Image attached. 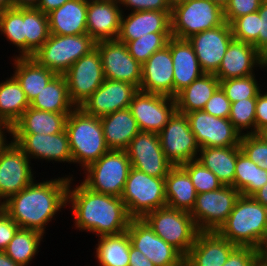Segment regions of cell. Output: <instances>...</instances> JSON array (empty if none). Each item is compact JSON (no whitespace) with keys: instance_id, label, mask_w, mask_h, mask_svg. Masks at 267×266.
<instances>
[{"instance_id":"cell-1","label":"cell","mask_w":267,"mask_h":266,"mask_svg":"<svg viewBox=\"0 0 267 266\" xmlns=\"http://www.w3.org/2000/svg\"><path fill=\"white\" fill-rule=\"evenodd\" d=\"M73 179L70 177L67 189V206L71 205L76 229L97 237L127 231L132 218L121 197L92 191L82 182L74 187Z\"/></svg>"},{"instance_id":"cell-2","label":"cell","mask_w":267,"mask_h":266,"mask_svg":"<svg viewBox=\"0 0 267 266\" xmlns=\"http://www.w3.org/2000/svg\"><path fill=\"white\" fill-rule=\"evenodd\" d=\"M66 176L43 182L34 180L3 203L4 211L20 228L46 234L50 221L67 207V189L73 174Z\"/></svg>"},{"instance_id":"cell-3","label":"cell","mask_w":267,"mask_h":266,"mask_svg":"<svg viewBox=\"0 0 267 266\" xmlns=\"http://www.w3.org/2000/svg\"><path fill=\"white\" fill-rule=\"evenodd\" d=\"M267 229V208L252 196L240 195L226 222L217 231L238 247L258 248Z\"/></svg>"},{"instance_id":"cell-4","label":"cell","mask_w":267,"mask_h":266,"mask_svg":"<svg viewBox=\"0 0 267 266\" xmlns=\"http://www.w3.org/2000/svg\"><path fill=\"white\" fill-rule=\"evenodd\" d=\"M65 130L73 164H79L82 170L110 150L105 143L100 118L86 114L80 107L67 116Z\"/></svg>"},{"instance_id":"cell-5","label":"cell","mask_w":267,"mask_h":266,"mask_svg":"<svg viewBox=\"0 0 267 266\" xmlns=\"http://www.w3.org/2000/svg\"><path fill=\"white\" fill-rule=\"evenodd\" d=\"M172 37L187 40L191 36L225 23L224 10L211 0H187L171 9Z\"/></svg>"},{"instance_id":"cell-6","label":"cell","mask_w":267,"mask_h":266,"mask_svg":"<svg viewBox=\"0 0 267 266\" xmlns=\"http://www.w3.org/2000/svg\"><path fill=\"white\" fill-rule=\"evenodd\" d=\"M130 168L126 150H109L83 170L81 182L92 191L121 197Z\"/></svg>"},{"instance_id":"cell-7","label":"cell","mask_w":267,"mask_h":266,"mask_svg":"<svg viewBox=\"0 0 267 266\" xmlns=\"http://www.w3.org/2000/svg\"><path fill=\"white\" fill-rule=\"evenodd\" d=\"M121 199L132 219L166 207L165 177H153L130 168Z\"/></svg>"},{"instance_id":"cell-8","label":"cell","mask_w":267,"mask_h":266,"mask_svg":"<svg viewBox=\"0 0 267 266\" xmlns=\"http://www.w3.org/2000/svg\"><path fill=\"white\" fill-rule=\"evenodd\" d=\"M96 42L87 34L55 35L31 56L39 65L64 74L77 60L95 49Z\"/></svg>"},{"instance_id":"cell-9","label":"cell","mask_w":267,"mask_h":266,"mask_svg":"<svg viewBox=\"0 0 267 266\" xmlns=\"http://www.w3.org/2000/svg\"><path fill=\"white\" fill-rule=\"evenodd\" d=\"M167 243L186 256L199 232L189 212L163 207L142 218Z\"/></svg>"},{"instance_id":"cell-10","label":"cell","mask_w":267,"mask_h":266,"mask_svg":"<svg viewBox=\"0 0 267 266\" xmlns=\"http://www.w3.org/2000/svg\"><path fill=\"white\" fill-rule=\"evenodd\" d=\"M241 193L233 186L197 194L190 212L198 231H218L226 222Z\"/></svg>"},{"instance_id":"cell-11","label":"cell","mask_w":267,"mask_h":266,"mask_svg":"<svg viewBox=\"0 0 267 266\" xmlns=\"http://www.w3.org/2000/svg\"><path fill=\"white\" fill-rule=\"evenodd\" d=\"M158 136L165 157L173 166H181L198 158L200 147L186 114L175 111Z\"/></svg>"},{"instance_id":"cell-12","label":"cell","mask_w":267,"mask_h":266,"mask_svg":"<svg viewBox=\"0 0 267 266\" xmlns=\"http://www.w3.org/2000/svg\"><path fill=\"white\" fill-rule=\"evenodd\" d=\"M68 95L80 107L104 82L101 57L95 48L77 60L65 73Z\"/></svg>"},{"instance_id":"cell-13","label":"cell","mask_w":267,"mask_h":266,"mask_svg":"<svg viewBox=\"0 0 267 266\" xmlns=\"http://www.w3.org/2000/svg\"><path fill=\"white\" fill-rule=\"evenodd\" d=\"M31 164L28 156L12 140L0 152V204L36 179Z\"/></svg>"},{"instance_id":"cell-14","label":"cell","mask_w":267,"mask_h":266,"mask_svg":"<svg viewBox=\"0 0 267 266\" xmlns=\"http://www.w3.org/2000/svg\"><path fill=\"white\" fill-rule=\"evenodd\" d=\"M127 232L131 245L140 250L154 266H184L185 256L155 234L143 219H131Z\"/></svg>"},{"instance_id":"cell-15","label":"cell","mask_w":267,"mask_h":266,"mask_svg":"<svg viewBox=\"0 0 267 266\" xmlns=\"http://www.w3.org/2000/svg\"><path fill=\"white\" fill-rule=\"evenodd\" d=\"M186 116L200 148L240 146L241 134L228 118L215 117L204 110Z\"/></svg>"},{"instance_id":"cell-16","label":"cell","mask_w":267,"mask_h":266,"mask_svg":"<svg viewBox=\"0 0 267 266\" xmlns=\"http://www.w3.org/2000/svg\"><path fill=\"white\" fill-rule=\"evenodd\" d=\"M103 67L104 78L141 85L142 65L128 52L125 43L115 40L96 42Z\"/></svg>"},{"instance_id":"cell-17","label":"cell","mask_w":267,"mask_h":266,"mask_svg":"<svg viewBox=\"0 0 267 266\" xmlns=\"http://www.w3.org/2000/svg\"><path fill=\"white\" fill-rule=\"evenodd\" d=\"M129 109L140 131L159 133L176 111V101L174 97L139 90Z\"/></svg>"},{"instance_id":"cell-18","label":"cell","mask_w":267,"mask_h":266,"mask_svg":"<svg viewBox=\"0 0 267 266\" xmlns=\"http://www.w3.org/2000/svg\"><path fill=\"white\" fill-rule=\"evenodd\" d=\"M131 167L153 177H166L173 165L167 160L158 133L140 131L126 149Z\"/></svg>"},{"instance_id":"cell-19","label":"cell","mask_w":267,"mask_h":266,"mask_svg":"<svg viewBox=\"0 0 267 266\" xmlns=\"http://www.w3.org/2000/svg\"><path fill=\"white\" fill-rule=\"evenodd\" d=\"M12 141L30 159L73 163L66 130L57 134H11Z\"/></svg>"},{"instance_id":"cell-20","label":"cell","mask_w":267,"mask_h":266,"mask_svg":"<svg viewBox=\"0 0 267 266\" xmlns=\"http://www.w3.org/2000/svg\"><path fill=\"white\" fill-rule=\"evenodd\" d=\"M233 39L231 25L225 22L215 28L199 32L187 40L192 45L203 72L215 74Z\"/></svg>"},{"instance_id":"cell-21","label":"cell","mask_w":267,"mask_h":266,"mask_svg":"<svg viewBox=\"0 0 267 266\" xmlns=\"http://www.w3.org/2000/svg\"><path fill=\"white\" fill-rule=\"evenodd\" d=\"M139 88L127 82L104 79L102 85L80 106L88 115L103 117L129 108Z\"/></svg>"},{"instance_id":"cell-22","label":"cell","mask_w":267,"mask_h":266,"mask_svg":"<svg viewBox=\"0 0 267 266\" xmlns=\"http://www.w3.org/2000/svg\"><path fill=\"white\" fill-rule=\"evenodd\" d=\"M122 15L118 0H87V34L95 42L117 39Z\"/></svg>"},{"instance_id":"cell-23","label":"cell","mask_w":267,"mask_h":266,"mask_svg":"<svg viewBox=\"0 0 267 266\" xmlns=\"http://www.w3.org/2000/svg\"><path fill=\"white\" fill-rule=\"evenodd\" d=\"M237 247L217 231H199L184 266H223Z\"/></svg>"},{"instance_id":"cell-24","label":"cell","mask_w":267,"mask_h":266,"mask_svg":"<svg viewBox=\"0 0 267 266\" xmlns=\"http://www.w3.org/2000/svg\"><path fill=\"white\" fill-rule=\"evenodd\" d=\"M173 59L166 45L142 65L140 91L174 97Z\"/></svg>"},{"instance_id":"cell-25","label":"cell","mask_w":267,"mask_h":266,"mask_svg":"<svg viewBox=\"0 0 267 266\" xmlns=\"http://www.w3.org/2000/svg\"><path fill=\"white\" fill-rule=\"evenodd\" d=\"M122 15L117 40L129 42L148 33H171V11H137Z\"/></svg>"},{"instance_id":"cell-26","label":"cell","mask_w":267,"mask_h":266,"mask_svg":"<svg viewBox=\"0 0 267 266\" xmlns=\"http://www.w3.org/2000/svg\"><path fill=\"white\" fill-rule=\"evenodd\" d=\"M258 67H261L260 52L252 44L233 39L215 76L220 81L246 77L255 74Z\"/></svg>"},{"instance_id":"cell-27","label":"cell","mask_w":267,"mask_h":266,"mask_svg":"<svg viewBox=\"0 0 267 266\" xmlns=\"http://www.w3.org/2000/svg\"><path fill=\"white\" fill-rule=\"evenodd\" d=\"M173 59L174 97L204 74L188 40L171 37L167 43Z\"/></svg>"},{"instance_id":"cell-28","label":"cell","mask_w":267,"mask_h":266,"mask_svg":"<svg viewBox=\"0 0 267 266\" xmlns=\"http://www.w3.org/2000/svg\"><path fill=\"white\" fill-rule=\"evenodd\" d=\"M87 0H69L48 13L50 34L80 35L87 33Z\"/></svg>"},{"instance_id":"cell-29","label":"cell","mask_w":267,"mask_h":266,"mask_svg":"<svg viewBox=\"0 0 267 266\" xmlns=\"http://www.w3.org/2000/svg\"><path fill=\"white\" fill-rule=\"evenodd\" d=\"M105 143L110 150H126L140 132L129 108L118 110L100 118Z\"/></svg>"},{"instance_id":"cell-30","label":"cell","mask_w":267,"mask_h":266,"mask_svg":"<svg viewBox=\"0 0 267 266\" xmlns=\"http://www.w3.org/2000/svg\"><path fill=\"white\" fill-rule=\"evenodd\" d=\"M70 113H54L28 107L11 127V134H57L65 130Z\"/></svg>"},{"instance_id":"cell-31","label":"cell","mask_w":267,"mask_h":266,"mask_svg":"<svg viewBox=\"0 0 267 266\" xmlns=\"http://www.w3.org/2000/svg\"><path fill=\"white\" fill-rule=\"evenodd\" d=\"M13 57L12 65L14 64L15 70L12 75L21 84L27 100L31 103L56 73L39 65L32 57Z\"/></svg>"},{"instance_id":"cell-32","label":"cell","mask_w":267,"mask_h":266,"mask_svg":"<svg viewBox=\"0 0 267 266\" xmlns=\"http://www.w3.org/2000/svg\"><path fill=\"white\" fill-rule=\"evenodd\" d=\"M166 206L185 212H191L196 190L188 173L181 166H173L165 177Z\"/></svg>"},{"instance_id":"cell-33","label":"cell","mask_w":267,"mask_h":266,"mask_svg":"<svg viewBox=\"0 0 267 266\" xmlns=\"http://www.w3.org/2000/svg\"><path fill=\"white\" fill-rule=\"evenodd\" d=\"M240 152V146L200 148L197 160L223 185L234 187L235 165Z\"/></svg>"},{"instance_id":"cell-34","label":"cell","mask_w":267,"mask_h":266,"mask_svg":"<svg viewBox=\"0 0 267 266\" xmlns=\"http://www.w3.org/2000/svg\"><path fill=\"white\" fill-rule=\"evenodd\" d=\"M219 86L220 80L215 74L204 73L174 97L176 111L187 114L192 111L203 110L206 102Z\"/></svg>"},{"instance_id":"cell-35","label":"cell","mask_w":267,"mask_h":266,"mask_svg":"<svg viewBox=\"0 0 267 266\" xmlns=\"http://www.w3.org/2000/svg\"><path fill=\"white\" fill-rule=\"evenodd\" d=\"M30 107L54 113H71L76 107L70 101L64 74H56L33 99Z\"/></svg>"},{"instance_id":"cell-36","label":"cell","mask_w":267,"mask_h":266,"mask_svg":"<svg viewBox=\"0 0 267 266\" xmlns=\"http://www.w3.org/2000/svg\"><path fill=\"white\" fill-rule=\"evenodd\" d=\"M28 107L25 92L13 75L0 82V122L12 127Z\"/></svg>"},{"instance_id":"cell-37","label":"cell","mask_w":267,"mask_h":266,"mask_svg":"<svg viewBox=\"0 0 267 266\" xmlns=\"http://www.w3.org/2000/svg\"><path fill=\"white\" fill-rule=\"evenodd\" d=\"M98 238L95 258L99 266H129L131 242L127 231Z\"/></svg>"},{"instance_id":"cell-38","label":"cell","mask_w":267,"mask_h":266,"mask_svg":"<svg viewBox=\"0 0 267 266\" xmlns=\"http://www.w3.org/2000/svg\"><path fill=\"white\" fill-rule=\"evenodd\" d=\"M267 183V170L260 168L242 151L237 155L234 188L243 196H252Z\"/></svg>"},{"instance_id":"cell-39","label":"cell","mask_w":267,"mask_h":266,"mask_svg":"<svg viewBox=\"0 0 267 266\" xmlns=\"http://www.w3.org/2000/svg\"><path fill=\"white\" fill-rule=\"evenodd\" d=\"M43 236L36 230L19 228L4 252L14 262L28 266L38 254Z\"/></svg>"},{"instance_id":"cell-40","label":"cell","mask_w":267,"mask_h":266,"mask_svg":"<svg viewBox=\"0 0 267 266\" xmlns=\"http://www.w3.org/2000/svg\"><path fill=\"white\" fill-rule=\"evenodd\" d=\"M0 34L18 48L15 57H26L25 8L0 11Z\"/></svg>"},{"instance_id":"cell-41","label":"cell","mask_w":267,"mask_h":266,"mask_svg":"<svg viewBox=\"0 0 267 266\" xmlns=\"http://www.w3.org/2000/svg\"><path fill=\"white\" fill-rule=\"evenodd\" d=\"M26 57H31L49 38L47 14L36 8H25Z\"/></svg>"},{"instance_id":"cell-42","label":"cell","mask_w":267,"mask_h":266,"mask_svg":"<svg viewBox=\"0 0 267 266\" xmlns=\"http://www.w3.org/2000/svg\"><path fill=\"white\" fill-rule=\"evenodd\" d=\"M171 37V33H148L137 40L123 43L129 54L143 65L154 52L164 48Z\"/></svg>"},{"instance_id":"cell-43","label":"cell","mask_w":267,"mask_h":266,"mask_svg":"<svg viewBox=\"0 0 267 266\" xmlns=\"http://www.w3.org/2000/svg\"><path fill=\"white\" fill-rule=\"evenodd\" d=\"M262 86L263 83L262 85L258 83L255 74L220 81V87L231 103L248 98H257Z\"/></svg>"},{"instance_id":"cell-44","label":"cell","mask_w":267,"mask_h":266,"mask_svg":"<svg viewBox=\"0 0 267 266\" xmlns=\"http://www.w3.org/2000/svg\"><path fill=\"white\" fill-rule=\"evenodd\" d=\"M255 107L256 98H248L231 103L228 119L241 135L255 134Z\"/></svg>"},{"instance_id":"cell-45","label":"cell","mask_w":267,"mask_h":266,"mask_svg":"<svg viewBox=\"0 0 267 266\" xmlns=\"http://www.w3.org/2000/svg\"><path fill=\"white\" fill-rule=\"evenodd\" d=\"M181 167L188 173L197 194L218 190L223 184L200 161L192 160Z\"/></svg>"},{"instance_id":"cell-46","label":"cell","mask_w":267,"mask_h":266,"mask_svg":"<svg viewBox=\"0 0 267 266\" xmlns=\"http://www.w3.org/2000/svg\"><path fill=\"white\" fill-rule=\"evenodd\" d=\"M233 38L252 44L258 50L259 13L254 12L236 18L231 24Z\"/></svg>"},{"instance_id":"cell-47","label":"cell","mask_w":267,"mask_h":266,"mask_svg":"<svg viewBox=\"0 0 267 266\" xmlns=\"http://www.w3.org/2000/svg\"><path fill=\"white\" fill-rule=\"evenodd\" d=\"M239 145L251 161L267 170V139L262 134L241 135Z\"/></svg>"},{"instance_id":"cell-48","label":"cell","mask_w":267,"mask_h":266,"mask_svg":"<svg viewBox=\"0 0 267 266\" xmlns=\"http://www.w3.org/2000/svg\"><path fill=\"white\" fill-rule=\"evenodd\" d=\"M262 4V0H229L225 6V22L231 24L236 18L257 12Z\"/></svg>"},{"instance_id":"cell-49","label":"cell","mask_w":267,"mask_h":266,"mask_svg":"<svg viewBox=\"0 0 267 266\" xmlns=\"http://www.w3.org/2000/svg\"><path fill=\"white\" fill-rule=\"evenodd\" d=\"M231 102L219 86L211 98L206 102L204 111L220 118H229Z\"/></svg>"},{"instance_id":"cell-50","label":"cell","mask_w":267,"mask_h":266,"mask_svg":"<svg viewBox=\"0 0 267 266\" xmlns=\"http://www.w3.org/2000/svg\"><path fill=\"white\" fill-rule=\"evenodd\" d=\"M121 9L137 11H171V7L167 0H118ZM126 7V8H125ZM129 8V9H128Z\"/></svg>"},{"instance_id":"cell-51","label":"cell","mask_w":267,"mask_h":266,"mask_svg":"<svg viewBox=\"0 0 267 266\" xmlns=\"http://www.w3.org/2000/svg\"><path fill=\"white\" fill-rule=\"evenodd\" d=\"M258 252L253 247H237L223 266H254Z\"/></svg>"},{"instance_id":"cell-52","label":"cell","mask_w":267,"mask_h":266,"mask_svg":"<svg viewBox=\"0 0 267 266\" xmlns=\"http://www.w3.org/2000/svg\"><path fill=\"white\" fill-rule=\"evenodd\" d=\"M20 227L3 210L0 213V251H4Z\"/></svg>"},{"instance_id":"cell-53","label":"cell","mask_w":267,"mask_h":266,"mask_svg":"<svg viewBox=\"0 0 267 266\" xmlns=\"http://www.w3.org/2000/svg\"><path fill=\"white\" fill-rule=\"evenodd\" d=\"M267 130V92L258 93L255 107V134H262Z\"/></svg>"},{"instance_id":"cell-54","label":"cell","mask_w":267,"mask_h":266,"mask_svg":"<svg viewBox=\"0 0 267 266\" xmlns=\"http://www.w3.org/2000/svg\"><path fill=\"white\" fill-rule=\"evenodd\" d=\"M259 13V36H258V51L261 53L267 48V2H262Z\"/></svg>"},{"instance_id":"cell-55","label":"cell","mask_w":267,"mask_h":266,"mask_svg":"<svg viewBox=\"0 0 267 266\" xmlns=\"http://www.w3.org/2000/svg\"><path fill=\"white\" fill-rule=\"evenodd\" d=\"M129 266H154L153 262L132 245L129 252Z\"/></svg>"},{"instance_id":"cell-56","label":"cell","mask_w":267,"mask_h":266,"mask_svg":"<svg viewBox=\"0 0 267 266\" xmlns=\"http://www.w3.org/2000/svg\"><path fill=\"white\" fill-rule=\"evenodd\" d=\"M67 1L69 0H39L36 9L42 11L45 14H48L62 6Z\"/></svg>"},{"instance_id":"cell-57","label":"cell","mask_w":267,"mask_h":266,"mask_svg":"<svg viewBox=\"0 0 267 266\" xmlns=\"http://www.w3.org/2000/svg\"><path fill=\"white\" fill-rule=\"evenodd\" d=\"M11 136V127L5 123L0 122V152L8 145L10 141L7 140V134Z\"/></svg>"},{"instance_id":"cell-58","label":"cell","mask_w":267,"mask_h":266,"mask_svg":"<svg viewBox=\"0 0 267 266\" xmlns=\"http://www.w3.org/2000/svg\"><path fill=\"white\" fill-rule=\"evenodd\" d=\"M252 197L267 208V183L257 190Z\"/></svg>"},{"instance_id":"cell-59","label":"cell","mask_w":267,"mask_h":266,"mask_svg":"<svg viewBox=\"0 0 267 266\" xmlns=\"http://www.w3.org/2000/svg\"><path fill=\"white\" fill-rule=\"evenodd\" d=\"M39 0H13V8H36Z\"/></svg>"},{"instance_id":"cell-60","label":"cell","mask_w":267,"mask_h":266,"mask_svg":"<svg viewBox=\"0 0 267 266\" xmlns=\"http://www.w3.org/2000/svg\"><path fill=\"white\" fill-rule=\"evenodd\" d=\"M0 266H21L14 262L4 251H0Z\"/></svg>"},{"instance_id":"cell-61","label":"cell","mask_w":267,"mask_h":266,"mask_svg":"<svg viewBox=\"0 0 267 266\" xmlns=\"http://www.w3.org/2000/svg\"><path fill=\"white\" fill-rule=\"evenodd\" d=\"M259 255L267 258V229L264 238L262 239L259 247L257 248Z\"/></svg>"},{"instance_id":"cell-62","label":"cell","mask_w":267,"mask_h":266,"mask_svg":"<svg viewBox=\"0 0 267 266\" xmlns=\"http://www.w3.org/2000/svg\"><path fill=\"white\" fill-rule=\"evenodd\" d=\"M13 8V0H0V11Z\"/></svg>"},{"instance_id":"cell-63","label":"cell","mask_w":267,"mask_h":266,"mask_svg":"<svg viewBox=\"0 0 267 266\" xmlns=\"http://www.w3.org/2000/svg\"><path fill=\"white\" fill-rule=\"evenodd\" d=\"M260 58H261V67L260 69H266L267 68V48H265L261 53H260Z\"/></svg>"},{"instance_id":"cell-64","label":"cell","mask_w":267,"mask_h":266,"mask_svg":"<svg viewBox=\"0 0 267 266\" xmlns=\"http://www.w3.org/2000/svg\"><path fill=\"white\" fill-rule=\"evenodd\" d=\"M254 266H267V258L258 254Z\"/></svg>"},{"instance_id":"cell-65","label":"cell","mask_w":267,"mask_h":266,"mask_svg":"<svg viewBox=\"0 0 267 266\" xmlns=\"http://www.w3.org/2000/svg\"><path fill=\"white\" fill-rule=\"evenodd\" d=\"M213 3L218 4L220 7H222L223 9L225 8V6L228 4L229 0H211Z\"/></svg>"},{"instance_id":"cell-66","label":"cell","mask_w":267,"mask_h":266,"mask_svg":"<svg viewBox=\"0 0 267 266\" xmlns=\"http://www.w3.org/2000/svg\"><path fill=\"white\" fill-rule=\"evenodd\" d=\"M187 0H167V2L169 3L170 7H174L177 4H180L182 2H185Z\"/></svg>"},{"instance_id":"cell-67","label":"cell","mask_w":267,"mask_h":266,"mask_svg":"<svg viewBox=\"0 0 267 266\" xmlns=\"http://www.w3.org/2000/svg\"><path fill=\"white\" fill-rule=\"evenodd\" d=\"M262 135L267 139V130L263 132Z\"/></svg>"},{"instance_id":"cell-68","label":"cell","mask_w":267,"mask_h":266,"mask_svg":"<svg viewBox=\"0 0 267 266\" xmlns=\"http://www.w3.org/2000/svg\"><path fill=\"white\" fill-rule=\"evenodd\" d=\"M4 210L3 204H0V213Z\"/></svg>"}]
</instances>
